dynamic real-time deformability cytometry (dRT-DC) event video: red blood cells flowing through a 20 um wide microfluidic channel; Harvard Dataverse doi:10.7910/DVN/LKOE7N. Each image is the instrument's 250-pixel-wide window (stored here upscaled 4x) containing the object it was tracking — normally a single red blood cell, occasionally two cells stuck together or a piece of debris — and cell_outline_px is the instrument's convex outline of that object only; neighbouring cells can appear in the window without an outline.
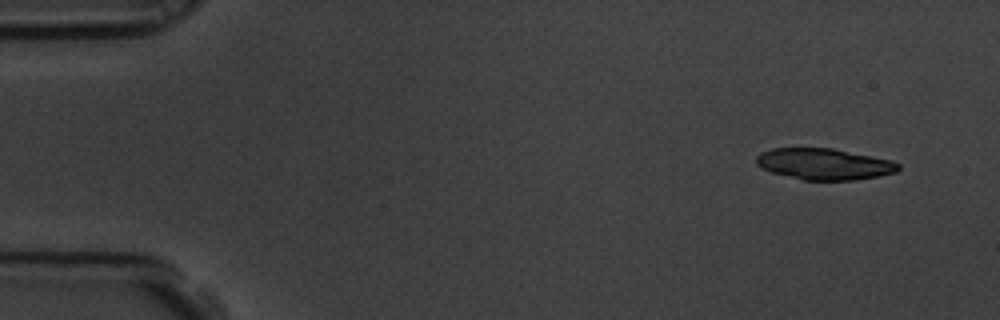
{"species": "common noctule bat (a hibernating species)", "species_latin": "Nyctalus noctula", "temperature_condition": "room temperature", "stored_images_in_passage": 4, "camera_frame_rate_fps": 3000, "um_per_image_px": 0.085, "animal": {"sex": "male", "body_mass_g": 19.5, "forearm_length_mm": 54.6}, "frame": {"image": 1, "passage_image": 1, "time_ms": 0.0, "image_size_px": [1000, 320], "cell_outline_px": [[900, 168], [896, 172], [880, 176], [856, 180], [804, 180], [772, 172], [760, 168], [756, 164], [756, 156], [772, 148], [832, 148], [892, 160], [900, 164]], "centroid_in_image_um": [70.08, 13.95], "position_along_channel_um": 14.9, "area_um2": 25.89}}